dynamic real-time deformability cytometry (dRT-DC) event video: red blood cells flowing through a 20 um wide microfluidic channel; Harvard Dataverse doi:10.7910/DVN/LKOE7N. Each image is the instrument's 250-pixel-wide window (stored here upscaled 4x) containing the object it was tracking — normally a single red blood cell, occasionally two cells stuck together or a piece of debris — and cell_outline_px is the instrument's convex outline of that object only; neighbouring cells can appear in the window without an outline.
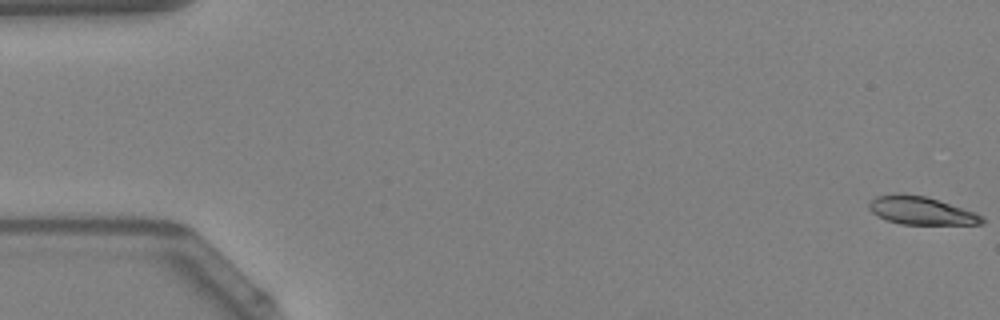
{"species": "Egyptian fruit bat (a non-hibernating species)", "species_latin": "Rousettus aegyptiacus", "temperature_condition": "warm", "stored_images_in_passage": 47, "camera_frame_rate_fps": 3000, "um_per_image_px": 0.085, "animal": {"sex": "female"}, "frame": {"image": 1, "passage_image": 1, "time_ms": 0.0, "image_size_px": [1000, 320], "cell_outline_px": [[984, 224], [900, 224], [888, 220], [872, 212], [868, 208], [868, 204], [876, 196], [896, 192], [924, 196], [984, 216]], "centroid_in_image_um": [78.25, 17.9], "position_along_channel_um": 6.8, "area_um2": 18.09}}
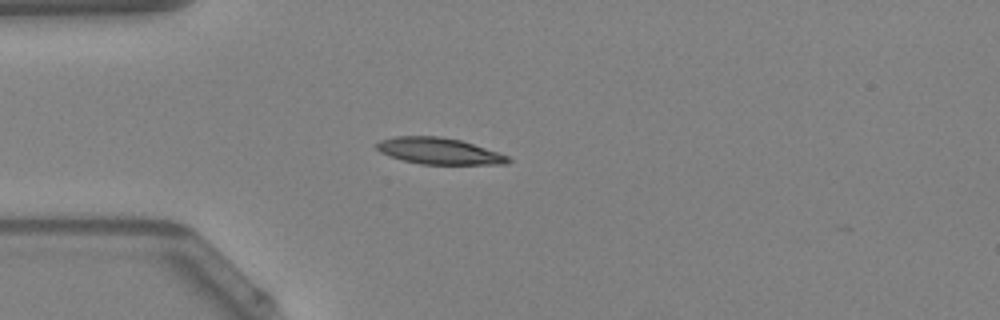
{"frame": {"image": 2, "passage_image": 14, "time_ms": 4.333, "image_size_px": [1000, 320], "cell_outline_px": [[512, 160], [508, 164], [420, 164], [404, 160], [380, 152], [376, 148], [376, 144], [380, 140], [396, 136], [440, 136], [460, 140], [508, 156]], "centroid_in_image_um": [37.3, 12.84], "position_along_channel_um": 47.7, "area_um2": 19.94}}
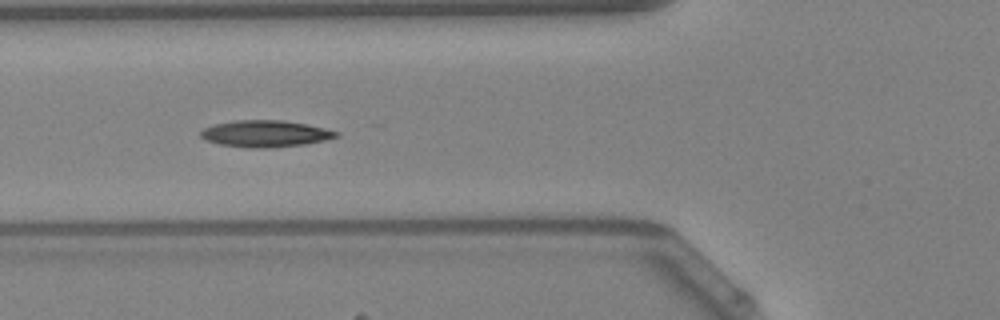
{"frame": {"image": 3, "passage_image": 19, "time_ms": 6.0, "image_size_px": [1000, 320], "cell_outline_px": [[340, 136], [324, 140], [304, 144], [268, 148], [248, 148], [220, 144], [208, 140], [200, 136], [200, 132], [204, 128], [216, 124], [232, 120], [284, 120], [324, 128], [340, 132]], "centroid_in_image_um": [22.56, 11.36], "position_along_channel_um": 103.2, "area_um2": 20.92}}